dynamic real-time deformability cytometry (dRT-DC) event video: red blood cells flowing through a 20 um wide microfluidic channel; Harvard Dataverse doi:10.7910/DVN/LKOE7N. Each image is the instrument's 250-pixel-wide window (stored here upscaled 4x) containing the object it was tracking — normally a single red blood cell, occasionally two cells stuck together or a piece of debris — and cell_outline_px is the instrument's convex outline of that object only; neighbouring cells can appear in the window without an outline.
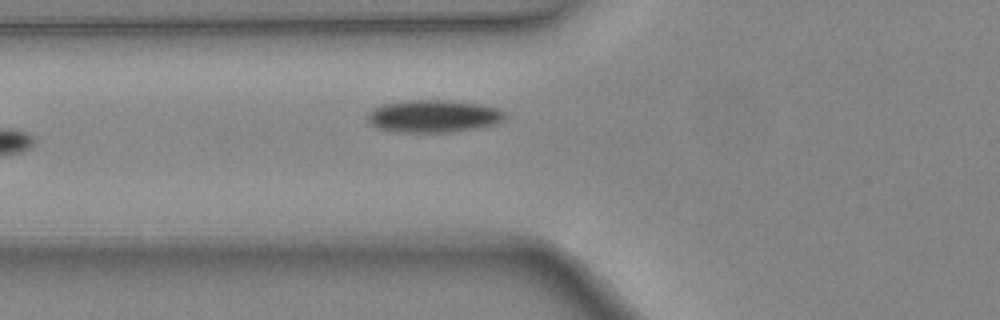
{"species": "common noctule bat (a hibernating species)", "species_latin": "Nyctalus noctula", "temperature_condition": "warm", "stored_images_in_passage": 6, "camera_frame_rate_fps": 3000, "um_per_image_px": 0.085, "animal": {"sex": "female", "body_mass_g": 24.6, "forearm_length_mm": 56.2}, "frame": {"image": 1, "passage_image": 6, "time_ms": 1.667, "image_size_px": [1000, 320], "cell_outline_px": [[508, 116], [504, 120], [496, 124], [476, 128], [448, 132], [400, 132], [376, 128], [368, 124], [368, 112], [372, 108], [384, 104], [404, 100], [452, 100], [480, 104], [496, 108], [504, 112]], "centroid_in_image_um": [36.83, 9.87], "position_along_channel_um": 89.0, "area_um2": 26.24}}